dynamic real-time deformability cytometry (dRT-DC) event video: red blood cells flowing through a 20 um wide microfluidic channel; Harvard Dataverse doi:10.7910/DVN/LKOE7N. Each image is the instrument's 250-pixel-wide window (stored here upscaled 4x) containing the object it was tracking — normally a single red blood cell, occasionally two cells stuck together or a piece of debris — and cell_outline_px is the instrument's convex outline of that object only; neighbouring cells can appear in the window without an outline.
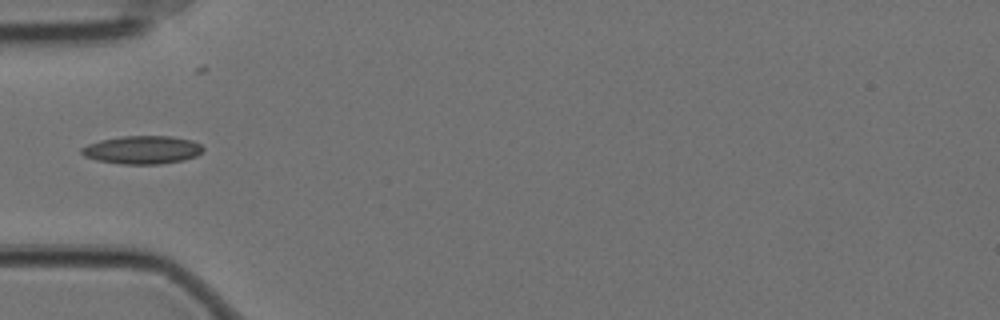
{"species": "Egyptian fruit bat (a non-hibernating species)", "species_latin": "Rousettus aegyptiacus", "temperature_condition": "cold", "stored_images_in_passage": 40, "camera_frame_rate_fps": 3000, "um_per_image_px": 0.085, "animal": {"sex": "female"}, "frame": {"image": 1, "passage_image": 1, "time_ms": 0.0, "image_size_px": [1000, 320], "cell_outline_px": [[204, 148], [196, 156], [184, 160], [160, 164], [120, 164], [96, 160], [84, 156], [80, 152], [80, 148], [88, 144], [100, 140], [120, 136], [172, 136], [192, 140], [200, 144]], "centroid_in_image_um": [12.07, 12.73], "position_along_channel_um": 72.9, "area_um2": 20.06}}
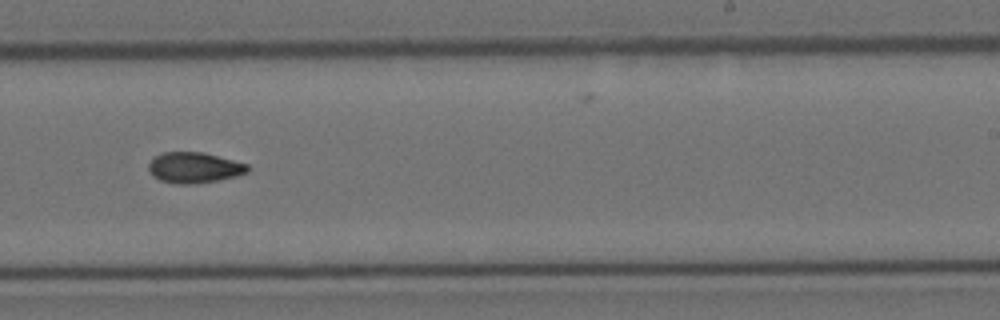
{"frame": {"image": 2, "passage_image": 18, "time_ms": 5.667, "image_size_px": [1000, 320], "cell_outline_px": [[248, 172], [236, 176], [216, 180], [192, 184], [176, 184], [160, 180], [152, 176], [148, 168], [148, 164], [160, 152], [200, 152], [248, 164]], "centroid_in_image_um": [16.47, 14.25], "position_along_channel_um": 272.5, "area_um2": 17.51}}
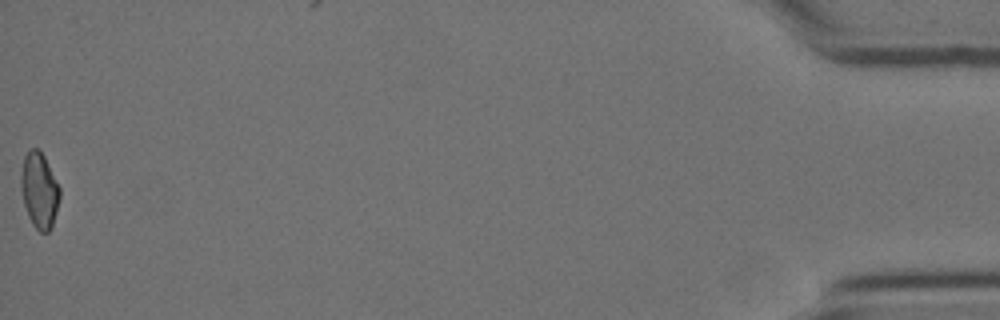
{"frame": {"image": 3, "passage_image": 40, "time_ms": 13.0, "image_size_px": [1000, 320], "cell_outline_px": [[60, 196], [52, 228], [48, 232], [40, 232], [32, 224], [28, 216], [24, 204], [20, 188], [20, 176], [24, 156], [32, 148], [36, 148], [44, 156], [60, 188]], "centroid_in_image_um": [3.33, 16.2], "position_along_channel_um": 431.9, "area_um2": 17.05}}